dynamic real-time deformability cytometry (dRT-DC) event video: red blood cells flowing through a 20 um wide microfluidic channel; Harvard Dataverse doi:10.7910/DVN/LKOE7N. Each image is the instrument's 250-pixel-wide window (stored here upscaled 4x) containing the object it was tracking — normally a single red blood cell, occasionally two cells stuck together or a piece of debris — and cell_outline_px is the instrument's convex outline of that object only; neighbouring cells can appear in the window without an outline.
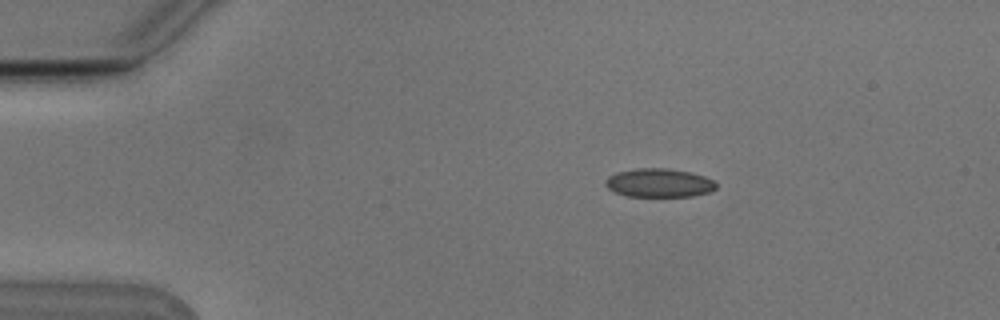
{"species": "Egyptian fruit bat (a non-hibernating species)", "species_latin": "Rousettus aegyptiacus", "temperature_condition": "cold", "stored_images_in_passage": 4, "camera_frame_rate_fps": 3000, "um_per_image_px": 0.085, "animal": {"sex": "male"}, "frame": {"image": 1, "passage_image": 2, "time_ms": 0.333, "image_size_px": [1000, 320], "cell_outline_px": [[716, 188], [708, 192], [692, 196], [628, 196], [616, 192], [608, 188], [604, 184], [604, 180], [608, 176], [616, 172], [636, 168], [668, 168], [692, 172], [704, 176], [712, 180], [716, 184]], "centroid_in_image_um": [55.99, 15.53], "position_along_channel_um": 29.0, "area_um2": 18.5}}
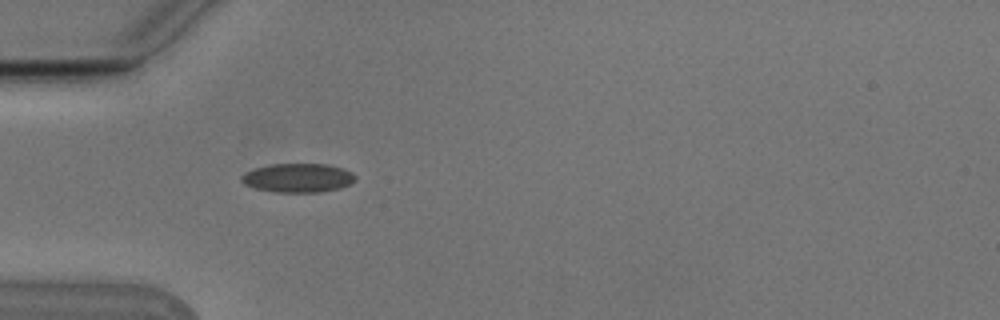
{"frame": {"image": 2, "passage_image": 4, "time_ms": 1.0, "image_size_px": [1000, 320], "cell_outline_px": [[356, 180], [340, 188], [320, 192], [276, 192], [256, 188], [244, 184], [240, 180], [240, 176], [244, 172], [256, 168], [272, 164], [328, 164], [344, 168], [352, 172], [356, 176]], "centroid_in_image_um": [25.33, 15.11], "position_along_channel_um": 59.7, "area_um2": 19.25}}